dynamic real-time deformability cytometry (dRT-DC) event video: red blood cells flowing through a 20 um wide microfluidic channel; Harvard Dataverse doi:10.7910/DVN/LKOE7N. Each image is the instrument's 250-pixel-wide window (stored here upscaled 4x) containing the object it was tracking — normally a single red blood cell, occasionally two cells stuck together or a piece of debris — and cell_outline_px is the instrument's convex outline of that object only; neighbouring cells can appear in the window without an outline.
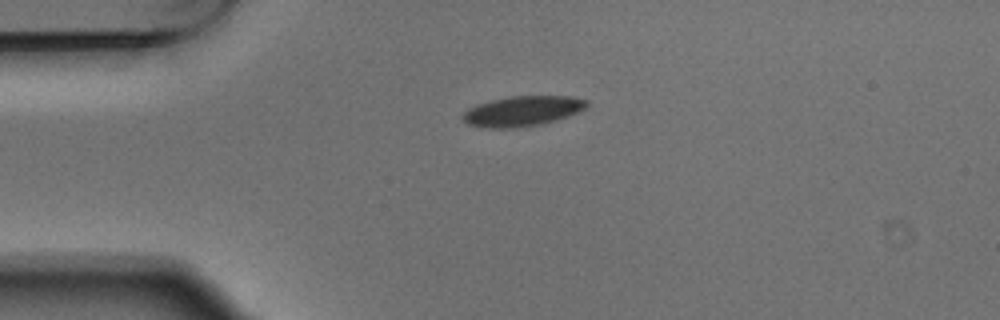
{"species": "Egyptian fruit bat (a non-hibernating species)", "species_latin": "Rousettus aegyptiacus", "temperature_condition": "warm", "stored_images_in_passage": 2, "camera_frame_rate_fps": 3000, "um_per_image_px": 0.085, "animal": {"sex": "male"}, "frame": {"image": 1, "passage_image": 1, "time_ms": 0.0, "image_size_px": [1000, 320], "cell_outline_px": [[588, 104], [584, 108], [568, 116], [556, 120], [540, 124], [512, 128], [488, 128], [468, 124], [460, 116], [468, 108], [476, 104], [508, 96], [572, 96], [588, 100]], "centroid_in_image_um": [44.38, 9.43], "position_along_channel_um": 40.6, "area_um2": 21.73}}